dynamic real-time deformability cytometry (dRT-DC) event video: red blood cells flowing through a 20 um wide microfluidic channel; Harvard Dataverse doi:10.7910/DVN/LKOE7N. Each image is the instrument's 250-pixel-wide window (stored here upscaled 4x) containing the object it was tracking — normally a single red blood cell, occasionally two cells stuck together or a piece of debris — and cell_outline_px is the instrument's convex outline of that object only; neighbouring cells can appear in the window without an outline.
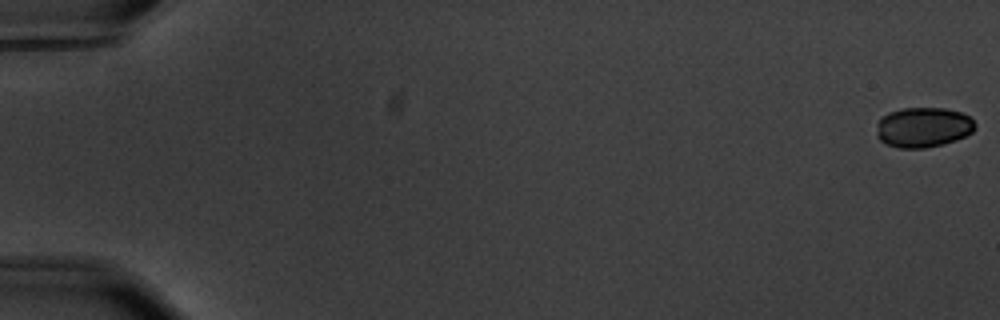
{"species": "common noctule bat (a hibernating species)", "species_latin": "Nyctalus noctula", "temperature_condition": "warm", "stored_images_in_passage": 59, "camera_frame_rate_fps": 3000, "um_per_image_px": 0.085, "animal": {"sex": "male", "body_mass_g": 20.1, "forearm_length_mm": 53.5}, "frame": {"image": 1, "passage_image": 1, "time_ms": 0.0, "image_size_px": [1000, 320], "cell_outline_px": [[976, 128], [972, 132], [956, 140], [944, 144], [924, 148], [896, 148], [884, 144], [876, 136], [876, 132], [880, 116], [888, 112], [900, 108], [944, 108], [960, 112], [968, 116], [976, 124]], "centroid_in_image_um": [78.43, 10.82], "position_along_channel_um": 6.6, "area_um2": 23.29}}
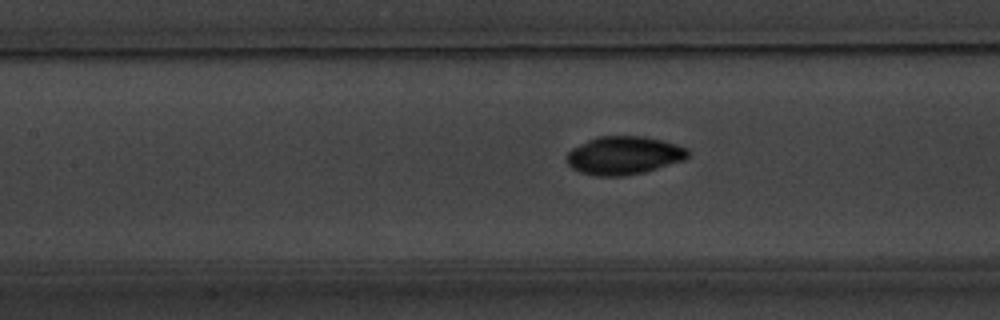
{"frame": {"image": 2, "passage_image": 28, "time_ms": 9.0, "image_size_px": [1000, 320], "cell_outline_px": [[688, 156], [684, 160], [644, 172], [620, 176], [596, 176], [580, 172], [572, 168], [568, 164], [568, 152], [572, 148], [596, 136], [644, 136], [664, 140], [688, 148]], "centroid_in_image_um": [53.04, 13.2], "position_along_channel_um": 154.4, "area_um2": 26.93}}
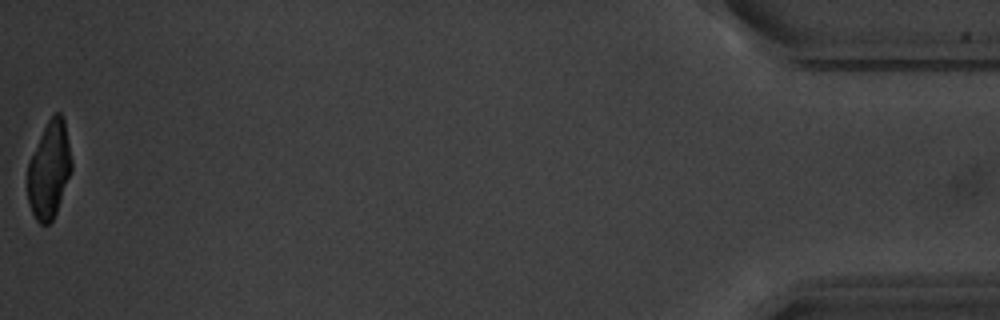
{"frame": {"image": 3, "passage_image": 59, "time_ms": 19.333, "image_size_px": [1000, 320], "cell_outline_px": [[72, 168], [56, 212], [52, 220], [48, 224], [40, 224], [36, 220], [32, 212], [28, 200], [28, 160], [48, 120], [56, 112], [60, 112], [64, 116], [72, 160]], "centroid_in_image_um": [4.18, 14.41], "position_along_channel_um": 431.0, "area_um2": 24.74}, "authors_computed_cell_mechanics": {"area_um2": 25.9522, "velocity_mm_per_s": 3.5354, "shape_relaxation_time_tau1_ms": 2.8694, "shape_relaxation_time_tau2_ms": 4.4346, "deformation_change_tau1": 0.0817, "deformation_change_tau2": 0.0501}}